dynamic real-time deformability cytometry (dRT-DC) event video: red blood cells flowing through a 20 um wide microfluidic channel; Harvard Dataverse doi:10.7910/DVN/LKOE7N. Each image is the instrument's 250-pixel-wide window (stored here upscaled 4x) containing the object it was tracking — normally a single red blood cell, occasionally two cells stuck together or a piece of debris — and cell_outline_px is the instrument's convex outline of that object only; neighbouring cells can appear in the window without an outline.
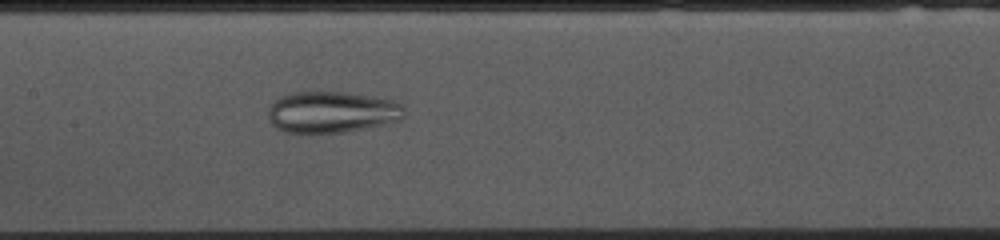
{"species": "common noctule bat (a hibernating species)", "species_latin": "Nyctalus noctula", "temperature_condition": "cold", "stored_images_in_passage": 53, "camera_frame_rate_fps": 3000, "um_per_image_px": 0.085, "animal": {"sex": "female", "body_mass_g": 10.0, "forearm_length_mm": 53.1}, "frame": {"image": 1, "passage_image": 24, "time_ms": 7.667, "image_size_px": [1000, 240], "cell_outline_px": [[404, 120], [344, 132], [284, 132], [276, 128], [272, 124], [268, 116], [268, 108], [280, 96], [292, 92], [344, 92], [372, 96], [392, 100], [400, 104], [404, 108]], "centroid_in_image_um": [28.21, 9.52], "position_along_channel_um": 179.2, "area_um2": 32.77}}
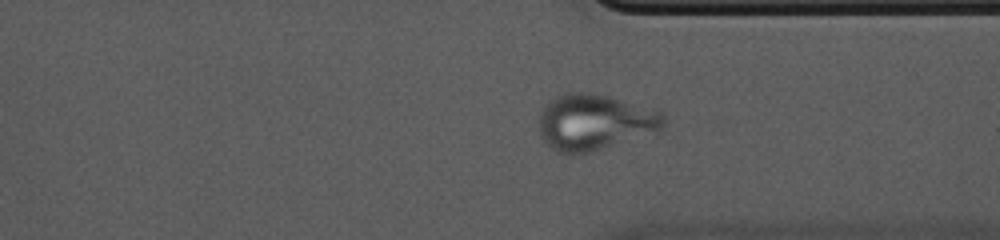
{"frame": {"image": 2, "passage_image": 39, "time_ms": 12.667, "image_size_px": [1000, 240], "cell_outline_px": [[664, 124], [660, 132], [576, 156], [572, 156], [560, 152], [544, 144], [540, 136], [540, 112], [556, 96], [568, 92], [588, 92], [608, 96], [656, 108], [664, 116]], "centroid_in_image_um": [50.58, 10.41], "position_along_channel_um": 360.8, "area_um2": 41.21}}
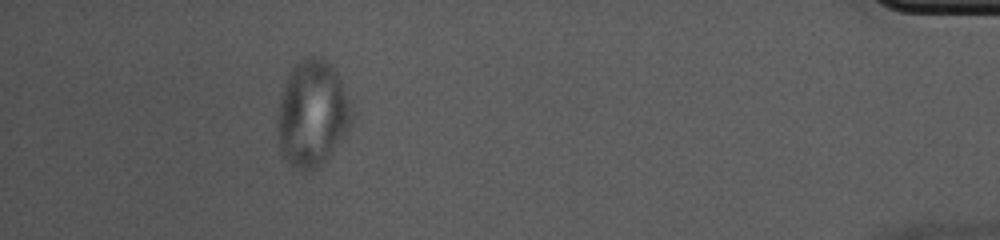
{"frame": {"image": 3, "passage_image": 48, "time_ms": 15.667, "image_size_px": [1000, 240], "cell_outline_px": [[352, 124], [332, 152], [316, 168], [292, 168], [280, 156], [276, 136], [276, 120], [284, 80], [292, 68], [304, 56], [320, 56], [328, 60], [336, 68], [352, 104]], "centroid_in_image_um": [26.52, 9.61], "position_along_channel_um": 408.7, "area_um2": 46.93}}